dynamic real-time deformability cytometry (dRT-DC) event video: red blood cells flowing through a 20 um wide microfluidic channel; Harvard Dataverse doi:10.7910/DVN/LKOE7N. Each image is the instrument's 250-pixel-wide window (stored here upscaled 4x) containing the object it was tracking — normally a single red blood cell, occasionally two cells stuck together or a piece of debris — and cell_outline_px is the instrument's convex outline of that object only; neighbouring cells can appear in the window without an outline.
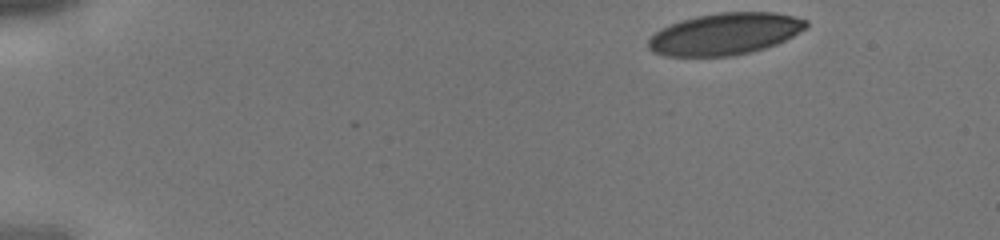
{"species": "human", "species_latin": "Homo sapiens", "temperature_condition": "cold", "stored_images_in_passage": 10, "camera_frame_rate_fps": 3000, "um_per_image_px": 0.085, "donor": {"sex": "male"}, "frame": {"image": 1, "passage_image": 1, "time_ms": 0.0, "image_size_px": [1000, 240], "cell_outline_px": [[808, 28], [776, 44], [764, 48], [732, 56], [664, 56], [652, 52], [648, 48], [648, 40], [660, 28], [668, 24], [680, 20], [696, 16], [720, 12], [776, 12], [808, 20]], "centroid_in_image_um": [61.6, 2.87], "position_along_channel_um": 23.4, "area_um2": 38.55}}
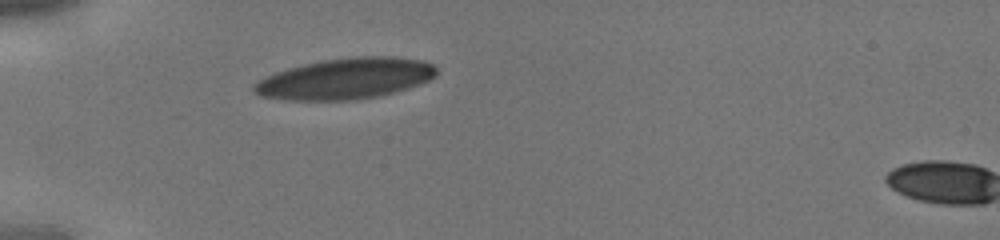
{"frame": {"image": 2, "passage_image": 9, "time_ms": 2.667, "image_size_px": [1000, 240], "cell_outline_px": [[436, 76], [420, 84], [408, 88], [380, 96], [356, 100], [288, 100], [260, 96], [252, 92], [252, 84], [264, 76], [288, 68], [304, 64], [324, 60], [352, 56], [392, 56], [424, 60], [432, 64], [436, 68]], "centroid_in_image_um": [29.35, 6.68], "position_along_channel_um": 55.6, "area_um2": 43.87}}